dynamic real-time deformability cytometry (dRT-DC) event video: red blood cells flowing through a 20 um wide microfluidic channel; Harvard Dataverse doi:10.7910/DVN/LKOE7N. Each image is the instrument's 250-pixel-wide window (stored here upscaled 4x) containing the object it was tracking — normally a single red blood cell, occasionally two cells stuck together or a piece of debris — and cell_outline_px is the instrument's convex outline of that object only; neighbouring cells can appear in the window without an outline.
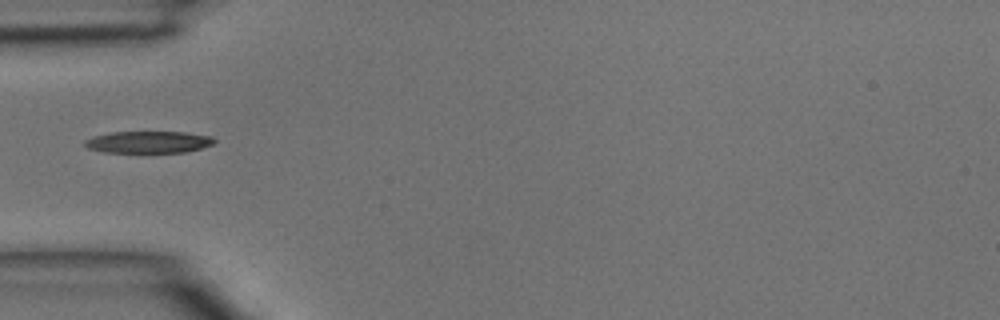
{"species": "common noctule bat (a hibernating species)", "species_latin": "Nyctalus noctula", "temperature_condition": "room temperature", "stored_images_in_passage": 2, "camera_frame_rate_fps": 3000, "um_per_image_px": 0.085, "animal": {"sex": "male", "body_mass_g": 15.6}, "frame": {"image": 1, "passage_image": 1, "time_ms": 0.0, "image_size_px": [1000, 320], "cell_outline_px": [[216, 140], [212, 144], [200, 148], [184, 152], [104, 152], [88, 148], [84, 144], [84, 140], [92, 136], [112, 132], [184, 132], [212, 136]], "centroid_in_image_um": [12.59, 12.07], "position_along_channel_um": 72.4, "area_um2": 16.42}}